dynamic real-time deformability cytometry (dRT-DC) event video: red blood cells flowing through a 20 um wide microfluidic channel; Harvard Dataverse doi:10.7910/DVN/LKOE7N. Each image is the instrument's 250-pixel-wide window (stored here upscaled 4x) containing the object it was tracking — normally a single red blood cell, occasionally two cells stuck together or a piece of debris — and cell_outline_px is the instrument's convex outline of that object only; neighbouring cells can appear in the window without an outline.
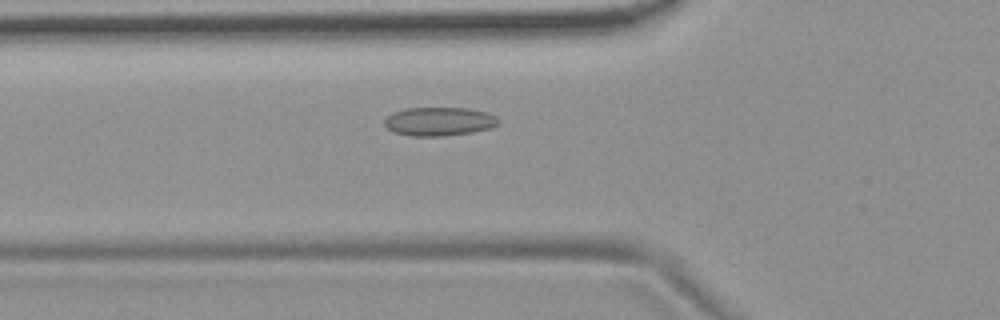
{"species": "common noctule bat (a hibernating species)", "species_latin": "Nyctalus noctula", "temperature_condition": "room temperature", "stored_images_in_passage": 52, "camera_frame_rate_fps": 3000, "um_per_image_px": 0.085, "animal": {"sex": "female", "body_mass_g": 19.9}, "frame": {"image": 1, "passage_image": 17, "time_ms": 5.333, "image_size_px": [1000, 320], "cell_outline_px": [[500, 120], [492, 128], [472, 132], [444, 136], [412, 136], [396, 132], [388, 128], [384, 124], [384, 120], [392, 112], [404, 108], [468, 108], [484, 112], [496, 116]], "centroid_in_image_um": [37.32, 10.32], "position_along_channel_um": 88.5, "area_um2": 18.96}}
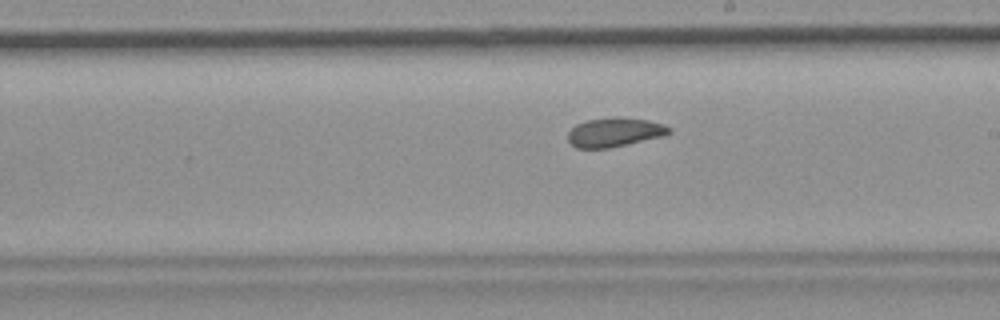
{"frame": {"image": 2, "passage_image": 29, "time_ms": 9.333, "image_size_px": [1000, 320], "cell_outline_px": [[672, 132], [664, 136], [628, 144], [608, 148], [576, 148], [568, 140], [568, 132], [576, 124], [588, 120], [612, 116], [620, 116], [648, 120], [664, 124], [672, 128]], "centroid_in_image_um": [52.27, 11.22], "position_along_channel_um": 236.7, "area_um2": 17.4}}
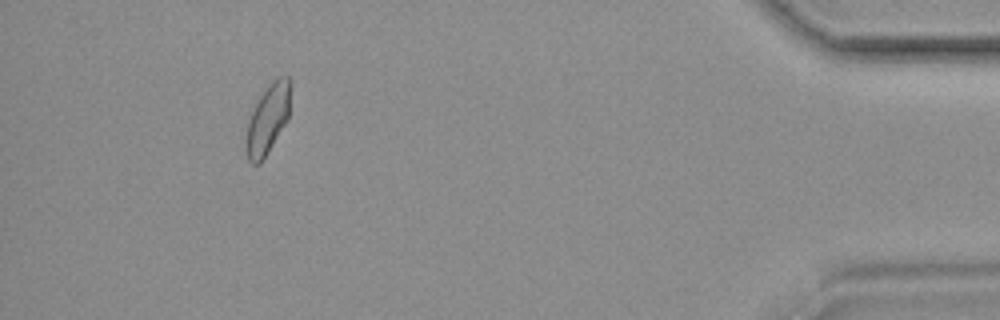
{"frame": {"image": 3, "passage_image": 48, "time_ms": 15.667, "image_size_px": [1000, 320], "cell_outline_px": [[292, 80], [288, 120], [260, 164], [252, 164], [248, 160], [244, 148], [244, 140], [248, 120], [260, 96], [268, 84], [276, 76], [288, 76]], "centroid_in_image_um": [22.76, 10.1], "position_along_channel_um": 412.4, "area_um2": 18.44}, "authors_computed_cell_mechanics": {"area_um2": 18.0914, "velocity_mm_per_s": 3.7156, "shape_relaxation_time_tau1_ms": null, "shape_relaxation_time_tau2_ms": 2.2579, "deformation_change_tau1": null, "deformation_change_tau2": 0.0745}}